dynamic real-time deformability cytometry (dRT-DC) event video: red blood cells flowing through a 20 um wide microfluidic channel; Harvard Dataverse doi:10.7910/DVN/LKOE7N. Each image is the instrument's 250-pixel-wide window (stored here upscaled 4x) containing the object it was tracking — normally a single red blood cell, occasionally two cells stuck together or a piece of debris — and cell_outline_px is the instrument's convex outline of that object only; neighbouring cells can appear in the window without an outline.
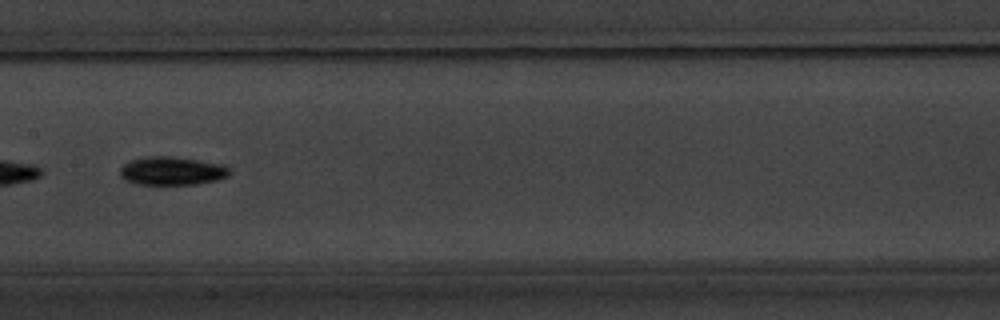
{"species": "common noctule bat (a hibernating species)", "species_latin": "Nyctalus noctula", "temperature_condition": "warm", "stored_images_in_passage": 43, "camera_frame_rate_fps": 3000, "um_per_image_px": 0.085, "animal": {"sex": "male", "body_mass_g": 20.1, "forearm_length_mm": 53.5}, "frame": {"image": 1, "passage_image": 19, "time_ms": 6.0, "image_size_px": [1000, 320], "cell_outline_px": [[232, 172], [228, 176], [216, 180], [196, 184], [136, 184], [124, 180], [120, 176], [120, 168], [124, 164], [132, 160], [144, 156], [172, 156], [200, 160], [224, 164], [232, 168]], "centroid_in_image_um": [14.65, 14.52], "position_along_channel_um": 192.8, "area_um2": 18.38}, "authors_computed_cell_mechanics": {"area_um2": 16.762, "velocity_mm_per_s": 3.5221, "shape_relaxation_time_tau1_ms": 2.2592, "shape_relaxation_time_tau2_ms": null, "deformation_change_tau1": 0.1065, "deformation_change_tau2": null}}